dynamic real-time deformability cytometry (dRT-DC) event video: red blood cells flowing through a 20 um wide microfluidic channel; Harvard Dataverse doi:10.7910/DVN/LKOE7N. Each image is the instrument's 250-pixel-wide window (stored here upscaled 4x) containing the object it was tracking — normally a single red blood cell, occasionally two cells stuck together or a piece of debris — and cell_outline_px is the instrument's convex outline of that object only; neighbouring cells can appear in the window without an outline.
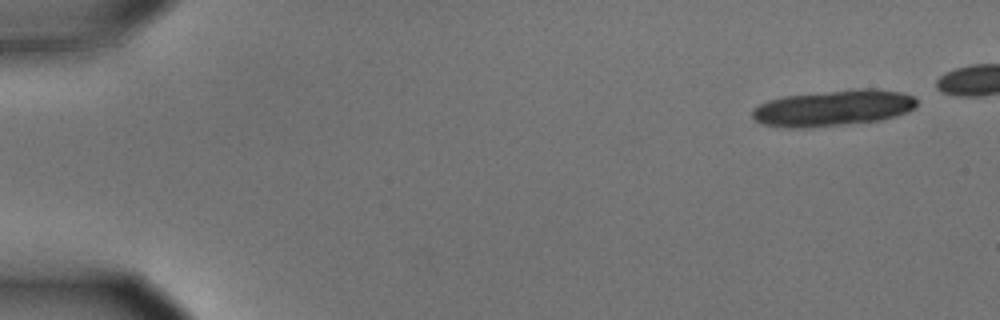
{"species": "common noctule bat (a hibernating species)", "species_latin": "Nyctalus noctula", "temperature_condition": "cold", "stored_images_in_passage": 6, "camera_frame_rate_fps": 3000, "um_per_image_px": 0.085, "animal": {"sex": "male", "body_mass_g": 15.6}, "frame": {"image": 1, "passage_image": 1, "time_ms": 0.0, "image_size_px": [1000, 320], "cell_outline_px": [[916, 108], [908, 112], [896, 116], [880, 120], [804, 128], [792, 128], [764, 124], [756, 120], [752, 116], [752, 108], [768, 100], [784, 96], [860, 88], [876, 88], [900, 92], [916, 96]], "centroid_in_image_um": [70.86, 9.17], "position_along_channel_um": 14.1, "area_um2": 34.51}}